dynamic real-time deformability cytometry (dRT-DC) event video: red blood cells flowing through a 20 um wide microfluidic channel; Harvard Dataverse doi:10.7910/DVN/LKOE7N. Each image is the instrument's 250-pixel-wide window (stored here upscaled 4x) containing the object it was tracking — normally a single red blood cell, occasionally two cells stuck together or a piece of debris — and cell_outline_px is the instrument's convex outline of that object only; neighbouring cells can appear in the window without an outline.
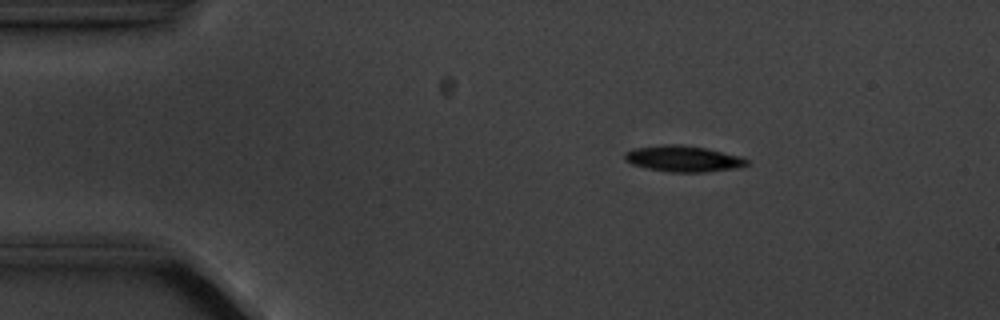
{"species": "common noctule bat (a hibernating species)", "species_latin": "Nyctalus noctula", "temperature_condition": "cold", "stored_images_in_passage": 5, "camera_frame_rate_fps": 3000, "um_per_image_px": 0.085, "animal": {"sex": "male", "body_mass_g": 20.1, "forearm_length_mm": 53.5}, "frame": {"image": 1, "passage_image": 3, "time_ms": 2.333, "image_size_px": [1000, 320], "cell_outline_px": [[748, 164], [736, 168], [704, 172], [668, 172], [648, 168], [632, 164], [624, 160], [624, 152], [632, 148], [664, 144], [680, 144], [704, 148], [740, 156], [748, 160]], "centroid_in_image_um": [58.02, 13.48], "position_along_channel_um": 27.0, "area_um2": 18.5}}
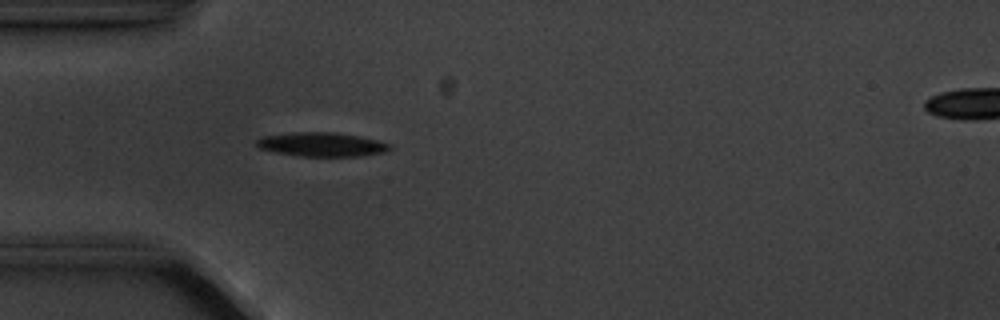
{"frame": {"image": 2, "passage_image": 5, "time_ms": 4.667, "image_size_px": [1000, 320], "cell_outline_px": [[392, 148], [384, 152], [360, 156], [300, 156], [276, 152], [260, 148], [256, 144], [256, 140], [264, 136], [292, 132], [336, 132], [360, 136], [380, 140], [392, 144]], "centroid_in_image_um": [27.4, 12.27], "position_along_channel_um": 57.6, "area_um2": 18.73}}